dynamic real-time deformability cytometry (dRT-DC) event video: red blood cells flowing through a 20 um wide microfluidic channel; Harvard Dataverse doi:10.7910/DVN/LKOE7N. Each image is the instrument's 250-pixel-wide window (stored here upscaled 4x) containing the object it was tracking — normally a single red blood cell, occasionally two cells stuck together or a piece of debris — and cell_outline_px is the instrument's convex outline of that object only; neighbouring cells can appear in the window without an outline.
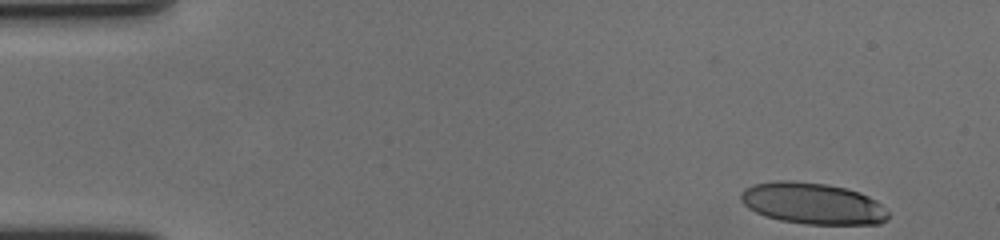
{"species": "human", "species_latin": "Homo sapiens", "temperature_condition": "cold", "stored_images_in_passage": 54, "camera_frame_rate_fps": 3000, "um_per_image_px": 0.085, "donor": {"sex": "female"}, "frame": {"image": 1, "passage_image": 1, "time_ms": 0.0, "image_size_px": [1000, 240], "cell_outline_px": [[888, 220], [880, 224], [804, 224], [780, 220], [764, 216], [748, 208], [740, 200], [740, 192], [744, 188], [752, 184], [776, 180], [792, 180], [828, 184], [860, 192], [876, 200], [888, 212]], "centroid_in_image_um": [69.05, 17.29], "position_along_channel_um": 16.0, "area_um2": 35.89}}
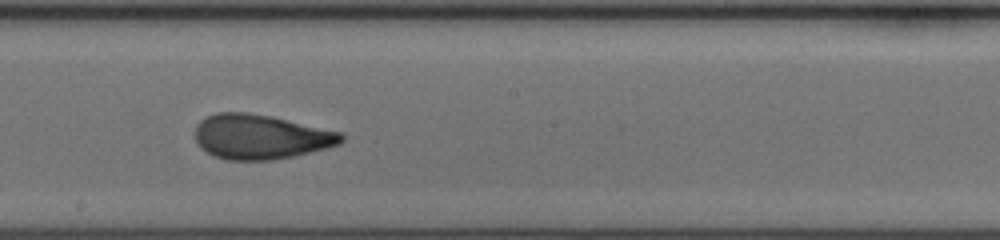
{"frame": {"image": 2, "passage_image": 29, "time_ms": 9.333, "image_size_px": [1000, 240], "cell_outline_px": [[344, 140], [340, 144], [328, 148], [312, 152], [272, 160], [228, 160], [212, 156], [200, 148], [196, 140], [196, 124], [200, 120], [216, 112], [248, 112], [272, 116], [340, 132], [344, 136]], "centroid_in_image_um": [22.14, 11.63], "position_along_channel_um": 226.1, "area_um2": 38.26}}
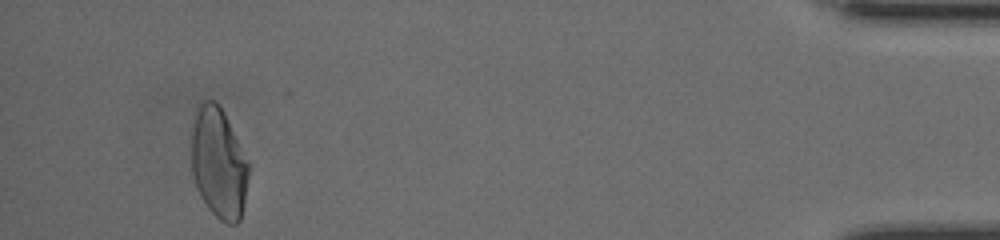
{"frame": {"image": 3, "passage_image": 51, "time_ms": 16.667, "image_size_px": [1000, 240], "cell_outline_px": [[248, 176], [244, 204], [240, 220], [236, 224], [228, 224], [220, 220], [208, 208], [200, 196], [196, 188], [192, 172], [192, 128], [196, 104], [204, 100], [212, 100], [224, 112], [248, 164]], "centroid_in_image_um": [18.55, 13.88], "position_along_channel_um": 416.6, "area_um2": 36.65}, "authors_computed_cell_mechanics": {"area_um2": 37.281, "velocity_mm_per_s": 3.5517, "shape_relaxation_time_tau1_ms": 4.8516, "shape_relaxation_time_tau2_ms": 1.2209, "deformation_change_tau1": 0.1942, "deformation_change_tau2": 0.073}}